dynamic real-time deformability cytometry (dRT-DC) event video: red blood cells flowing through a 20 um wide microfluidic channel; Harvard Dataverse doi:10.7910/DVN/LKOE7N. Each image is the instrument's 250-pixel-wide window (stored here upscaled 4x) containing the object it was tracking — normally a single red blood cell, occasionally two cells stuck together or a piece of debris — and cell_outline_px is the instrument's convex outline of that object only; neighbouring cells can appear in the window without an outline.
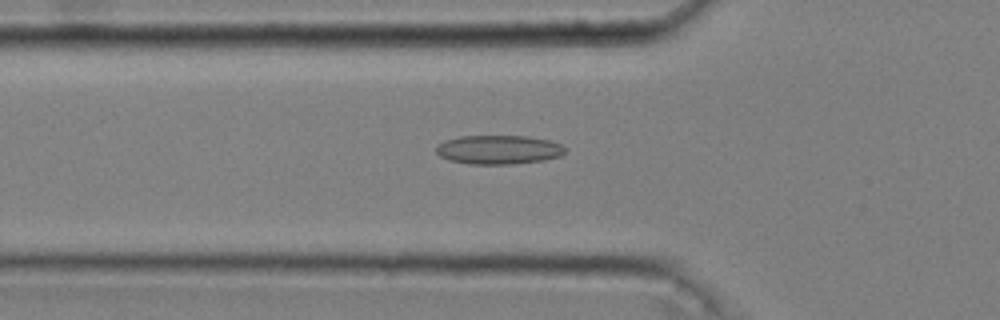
{"species": "common noctule bat (a hibernating species)", "species_latin": "Nyctalus noctula", "temperature_condition": "cold", "stored_images_in_passage": 50, "camera_frame_rate_fps": 3000, "um_per_image_px": 0.085, "animal": {"sex": "male", "body_mass_g": 20.4}, "frame": {"image": 1, "passage_image": 18, "time_ms": 5.667, "image_size_px": [1000, 320], "cell_outline_px": [[564, 152], [560, 156], [544, 160], [512, 164], [468, 164], [448, 160], [440, 156], [436, 152], [436, 144], [444, 140], [460, 136], [528, 136], [548, 140], [560, 144], [564, 148]], "centroid_in_image_um": [42.32, 12.72], "position_along_channel_um": 83.5, "area_um2": 21.85}}
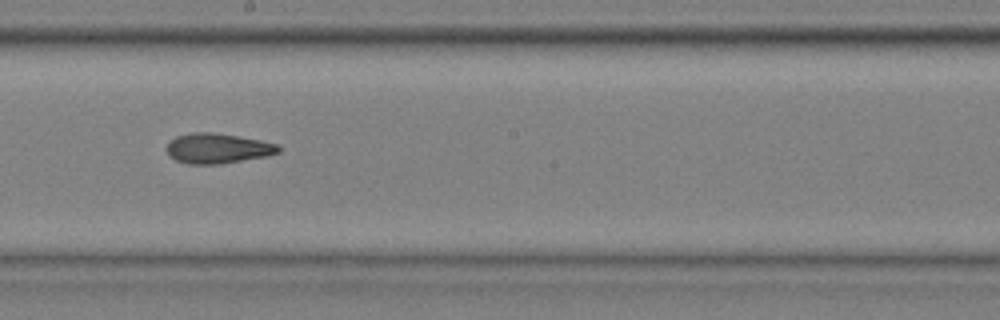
{"frame": {"image": 2, "passage_image": 30, "time_ms": 9.667, "image_size_px": [1000, 320], "cell_outline_px": [[280, 152], [268, 156], [220, 164], [188, 164], [176, 160], [168, 156], [168, 144], [176, 136], [192, 132], [212, 132], [240, 136], [260, 140], [276, 144], [280, 148]], "centroid_in_image_um": [18.51, 12.61], "position_along_channel_um": 229.7, "area_um2": 19.59}}
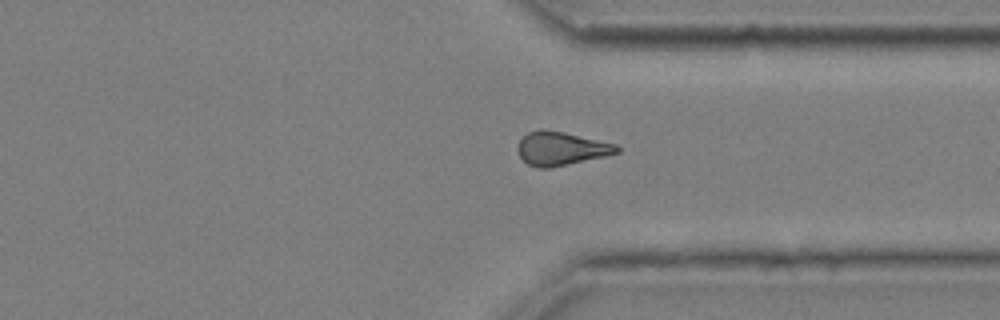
{"frame": {"image": 3, "passage_image": 41, "time_ms": 13.333, "image_size_px": [1000, 320], "cell_outline_px": [[620, 152], [604, 156], [548, 168], [540, 168], [528, 164], [520, 156], [516, 148], [520, 140], [528, 132], [540, 128], [544, 128], [564, 132], [616, 144], [620, 148]], "centroid_in_image_um": [47.67, 12.6], "position_along_channel_um": 363.7, "area_um2": 19.25}, "authors_computed_cell_mechanics": {"area_um2": 19.8254, "velocity_mm_per_s": 3.6432, "shape_relaxation_time_tau1_ms": 9.9036, "shape_relaxation_time_tau2_ms": 11.3861, "deformation_change_tau1": 0.1632, "deformation_change_tau2": 0.2301}}